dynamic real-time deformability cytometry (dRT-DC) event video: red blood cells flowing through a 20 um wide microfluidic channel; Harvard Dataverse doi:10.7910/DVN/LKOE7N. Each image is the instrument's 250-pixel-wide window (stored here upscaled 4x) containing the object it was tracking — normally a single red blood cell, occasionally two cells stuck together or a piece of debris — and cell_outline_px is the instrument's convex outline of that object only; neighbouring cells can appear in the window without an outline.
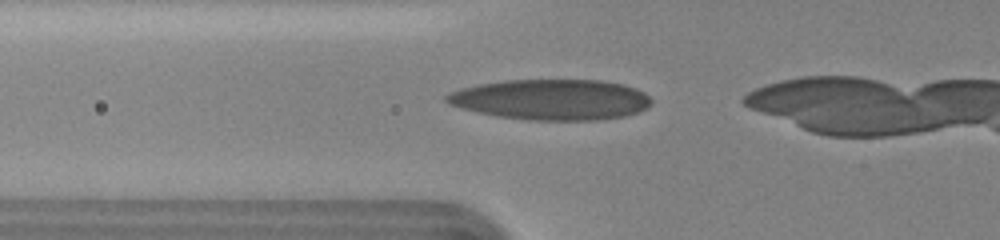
{"species": "human", "species_latin": "Homo sapiens", "temperature_condition": "cold", "stored_images_in_passage": 27, "camera_frame_rate_fps": 3000, "um_per_image_px": 0.085, "donor": {"sex": "female"}, "frame": {"image": 1, "passage_image": 11, "time_ms": 4.333, "image_size_px": [1000, 240], "cell_outline_px": [[652, 104], [648, 108], [624, 116], [596, 120], [528, 120], [496, 116], [460, 108], [448, 104], [444, 100], [444, 96], [460, 88], [480, 84], [504, 80], [600, 80], [624, 84], [636, 88], [644, 92], [652, 100]], "centroid_in_image_um": [46.85, 8.46], "position_along_channel_um": 78.9, "area_um2": 48.67}}